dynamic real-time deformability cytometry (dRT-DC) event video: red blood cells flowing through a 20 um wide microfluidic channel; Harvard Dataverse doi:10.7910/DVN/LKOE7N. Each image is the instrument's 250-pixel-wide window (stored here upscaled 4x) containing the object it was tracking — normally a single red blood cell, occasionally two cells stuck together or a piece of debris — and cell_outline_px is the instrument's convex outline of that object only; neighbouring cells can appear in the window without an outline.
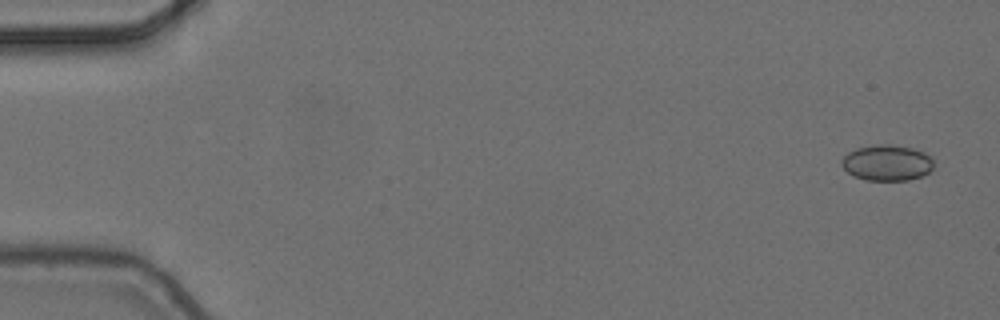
{"species": "common noctule bat (a hibernating species)", "species_latin": "Nyctalus noctula", "temperature_condition": "cold", "stored_images_in_passage": 6, "camera_frame_rate_fps": 3000, "um_per_image_px": 0.085, "animal": {"sex": "female", "body_mass_g": 24.6, "forearm_length_mm": 56.2}, "frame": {"image": 1, "passage_image": 1, "time_ms": 0.0, "image_size_px": [1000, 320], "cell_outline_px": [[932, 168], [928, 172], [920, 176], [908, 180], [864, 180], [848, 172], [840, 164], [840, 160], [848, 152], [856, 148], [880, 144], [892, 144], [912, 148], [924, 152], [932, 160]], "centroid_in_image_um": [75.36, 13.83], "position_along_channel_um": 9.6, "area_um2": 19.07}}